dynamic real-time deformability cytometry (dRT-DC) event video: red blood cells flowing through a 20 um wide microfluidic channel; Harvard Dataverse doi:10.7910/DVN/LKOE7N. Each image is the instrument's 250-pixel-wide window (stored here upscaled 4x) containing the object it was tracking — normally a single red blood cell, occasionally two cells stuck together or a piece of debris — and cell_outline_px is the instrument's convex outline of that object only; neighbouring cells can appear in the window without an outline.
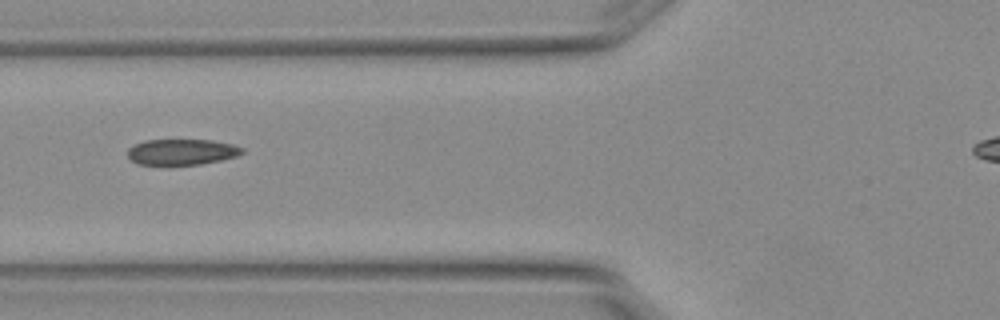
{"species": "Egyptian fruit bat (a non-hibernating species)", "species_latin": "Rousettus aegyptiacus", "temperature_condition": "warm", "stored_images_in_passage": 3, "camera_frame_rate_fps": 3000, "um_per_image_px": 0.085, "animal": {"sex": "female"}, "frame": {"image": 1, "passage_image": 3, "time_ms": 0.667, "image_size_px": [1000, 320], "cell_outline_px": [[244, 152], [236, 156], [220, 160], [200, 164], [168, 168], [136, 164], [128, 156], [128, 148], [132, 144], [144, 140], [212, 140], [232, 144], [244, 148]], "centroid_in_image_um": [15.37, 12.96], "position_along_channel_um": 110.4, "area_um2": 18.09}}